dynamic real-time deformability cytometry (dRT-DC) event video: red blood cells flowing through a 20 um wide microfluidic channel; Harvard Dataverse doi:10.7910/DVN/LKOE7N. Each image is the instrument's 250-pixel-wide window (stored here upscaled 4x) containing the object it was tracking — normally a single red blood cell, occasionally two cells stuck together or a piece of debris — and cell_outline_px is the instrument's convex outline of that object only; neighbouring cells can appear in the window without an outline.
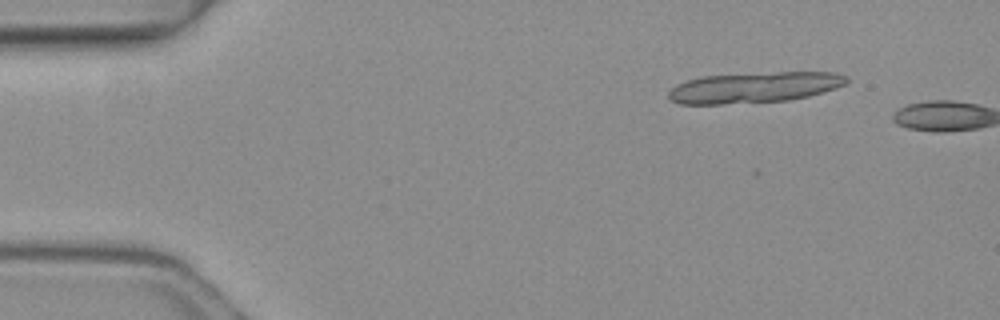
{"species": "common noctule bat (a hibernating species)", "species_latin": "Nyctalus noctula", "temperature_condition": "warm", "stored_images_in_passage": 3, "camera_frame_rate_fps": 3000, "um_per_image_px": 0.085, "animal": {"sex": "female", "body_mass_g": 19.3, "forearm_length_mm": 54.1}, "frame": {"image": 1, "passage_image": 2, "time_ms": 0.333, "image_size_px": [1000, 320], "cell_outline_px": [[848, 80], [844, 84], [836, 88], [808, 96], [788, 100], [720, 104], [680, 104], [668, 100], [668, 92], [676, 84], [700, 76], [776, 72], [832, 72], [844, 76]], "centroid_in_image_um": [64.05, 7.43], "position_along_channel_um": 21.0, "area_um2": 31.73}}